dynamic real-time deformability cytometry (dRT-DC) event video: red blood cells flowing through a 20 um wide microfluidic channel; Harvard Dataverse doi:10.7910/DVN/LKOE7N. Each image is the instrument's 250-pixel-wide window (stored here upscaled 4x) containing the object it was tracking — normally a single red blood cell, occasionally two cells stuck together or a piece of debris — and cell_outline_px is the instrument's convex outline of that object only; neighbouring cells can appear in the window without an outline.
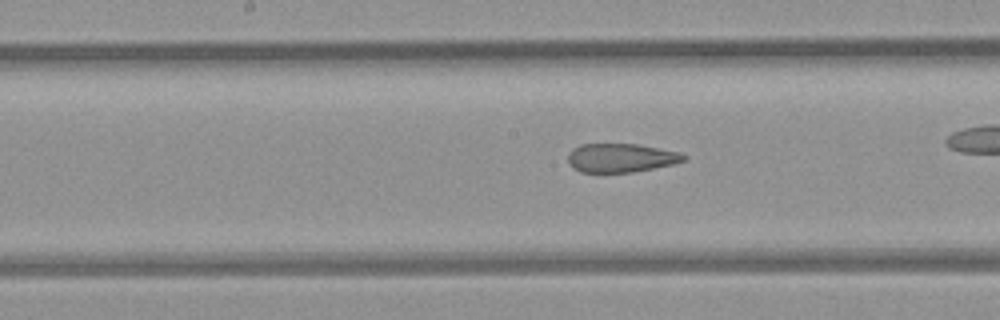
{"species": "common noctule bat (a hibernating species)", "species_latin": "Nyctalus noctula", "temperature_condition": "room temperature", "stored_images_in_passage": 19, "camera_frame_rate_fps": 3000, "um_per_image_px": 0.085, "animal": {"sex": "female", "body_mass_g": 21.9}, "frame": {"image": 1, "passage_image": 16, "time_ms": 5.0, "image_size_px": [1000, 320], "cell_outline_px": [[688, 156], [684, 160], [672, 164], [632, 172], [580, 172], [572, 168], [568, 164], [568, 156], [572, 148], [580, 144], [636, 144], [680, 152]], "centroid_in_image_um": [52.74, 13.41], "position_along_channel_um": 195.5, "area_um2": 19.36}}